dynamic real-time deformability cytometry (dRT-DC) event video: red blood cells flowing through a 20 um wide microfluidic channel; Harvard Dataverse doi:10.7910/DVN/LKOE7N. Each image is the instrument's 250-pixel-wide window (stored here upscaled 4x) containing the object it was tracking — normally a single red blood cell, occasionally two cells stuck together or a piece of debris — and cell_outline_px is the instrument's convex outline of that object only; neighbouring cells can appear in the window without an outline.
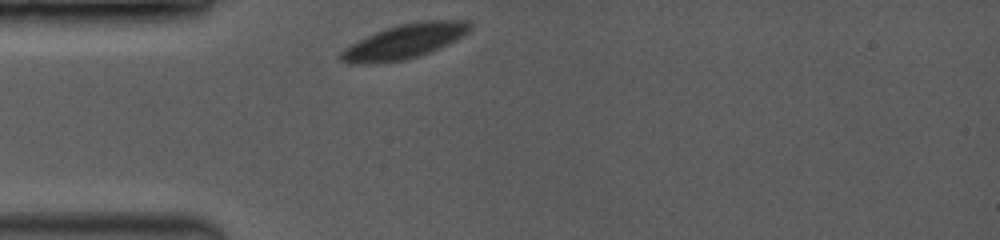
{"species": "common noctule bat (a hibernating species)", "species_latin": "Nyctalus noctula", "temperature_condition": "room temperature", "stored_images_in_passage": 36, "camera_frame_rate_fps": 3500, "um_per_image_px": 0.085, "animal": {"sex": "female", "body_mass_g": 19.0, "forearm_length_mm": 53.3}, "frame": {"image": 1, "passage_image": 1, "time_ms": 0.0, "image_size_px": [1000, 240], "cell_outline_px": [[472, 28], [464, 36], [456, 40], [428, 52], [404, 60], [356, 64], [340, 60], [340, 52], [344, 48], [384, 28], [400, 24], [420, 20], [468, 20], [472, 24]], "centroid_in_image_um": [34.43, 3.49], "position_along_channel_um": 50.6, "area_um2": 25.55}}
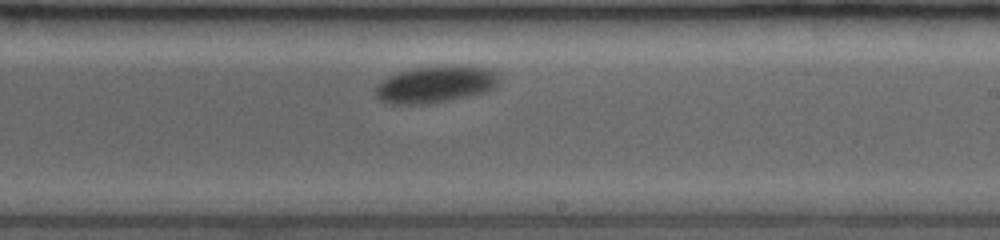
{"frame": {"image": 2, "passage_image": 21, "time_ms": 5.714, "image_size_px": [1000, 240], "cell_outline_px": [[500, 84], [496, 88], [488, 92], [428, 104], [384, 104], [376, 96], [376, 84], [388, 76], [396, 72], [416, 68], [448, 64], [488, 68], [500, 72]], "centroid_in_image_um": [37.07, 7.16], "position_along_channel_um": 251.9, "area_um2": 27.28}}
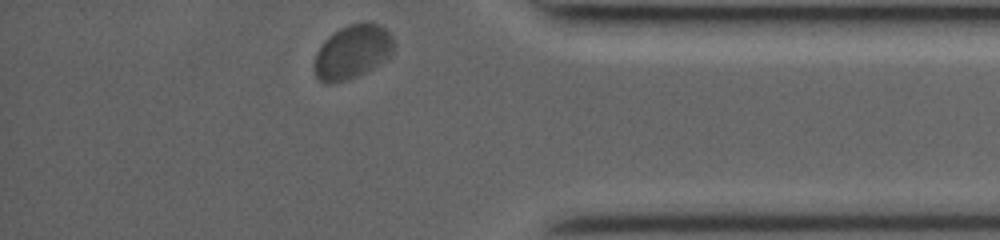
{"frame": {"image": 3, "passage_image": 36, "time_ms": 10.0, "image_size_px": [1000, 240], "cell_outline_px": [[396, 44], [392, 52], [380, 64], [356, 76], [344, 80], [328, 84], [320, 80], [316, 76], [312, 68], [316, 52], [324, 40], [328, 36], [340, 28], [348, 24], [380, 24], [392, 36]], "centroid_in_image_um": [29.93, 4.41], "position_along_channel_um": 405.3, "area_um2": 24.8}, "authors_computed_cell_mechanics": {"area_um2": 25.7499, "velocity_mm_per_s": 3.7388, "shape_relaxation_time_tau1_ms": 1.671, "shape_relaxation_time_tau2_ms": null, "deformation_change_tau1": 0.0599, "deformation_change_tau2": null}}